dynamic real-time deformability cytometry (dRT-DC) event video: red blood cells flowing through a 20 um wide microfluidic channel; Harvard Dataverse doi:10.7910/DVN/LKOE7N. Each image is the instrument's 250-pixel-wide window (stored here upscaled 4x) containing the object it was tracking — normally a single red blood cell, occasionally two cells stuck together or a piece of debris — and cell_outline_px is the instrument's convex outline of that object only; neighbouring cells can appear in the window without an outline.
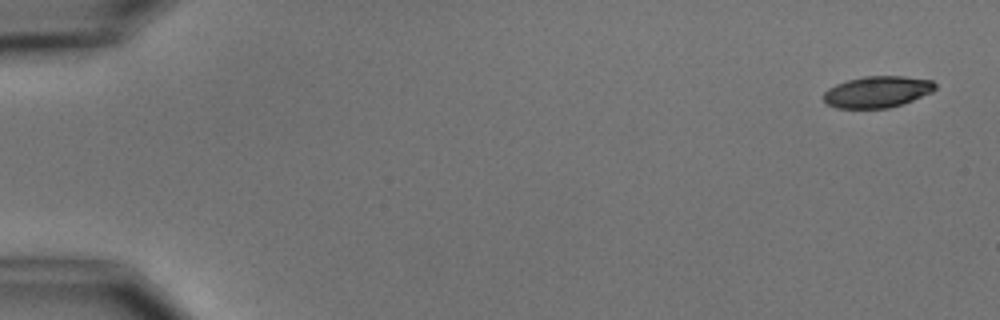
{"species": "common noctule bat (a hibernating species)", "species_latin": "Nyctalus noctula", "temperature_condition": "cold", "stored_images_in_passage": 6, "camera_frame_rate_fps": 3000, "um_per_image_px": 0.085, "animal": {"sex": "male", "body_mass_g": 15.6}, "frame": {"image": 1, "passage_image": 1, "time_ms": 0.0, "image_size_px": [1000, 320], "cell_outline_px": [[936, 88], [932, 92], [912, 100], [888, 108], [836, 108], [828, 104], [824, 100], [824, 92], [828, 88], [836, 84], [848, 80], [864, 76], [904, 76], [932, 80], [936, 84]], "centroid_in_image_um": [74.57, 7.8], "position_along_channel_um": 10.4, "area_um2": 20.35}}
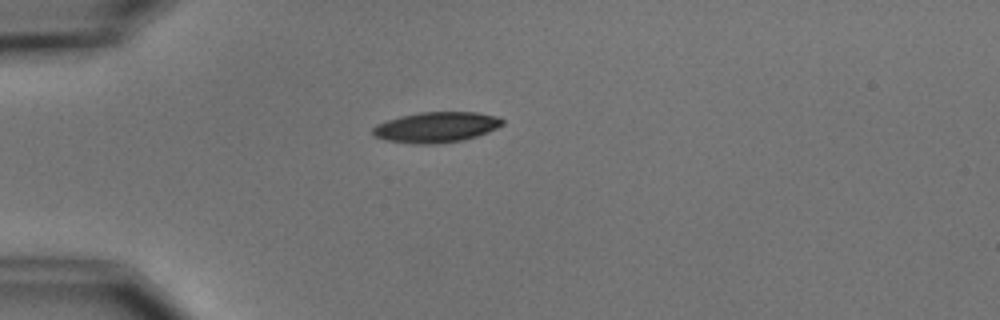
{"frame": {"image": 2, "passage_image": 4, "time_ms": 4.333, "image_size_px": [1000, 320], "cell_outline_px": [[504, 124], [488, 132], [464, 140], [432, 144], [416, 144], [388, 140], [376, 136], [372, 132], [372, 128], [376, 124], [400, 116], [420, 112], [476, 112], [500, 116], [504, 120]], "centroid_in_image_um": [37.12, 10.8], "position_along_channel_um": 47.9, "area_um2": 23.0}}